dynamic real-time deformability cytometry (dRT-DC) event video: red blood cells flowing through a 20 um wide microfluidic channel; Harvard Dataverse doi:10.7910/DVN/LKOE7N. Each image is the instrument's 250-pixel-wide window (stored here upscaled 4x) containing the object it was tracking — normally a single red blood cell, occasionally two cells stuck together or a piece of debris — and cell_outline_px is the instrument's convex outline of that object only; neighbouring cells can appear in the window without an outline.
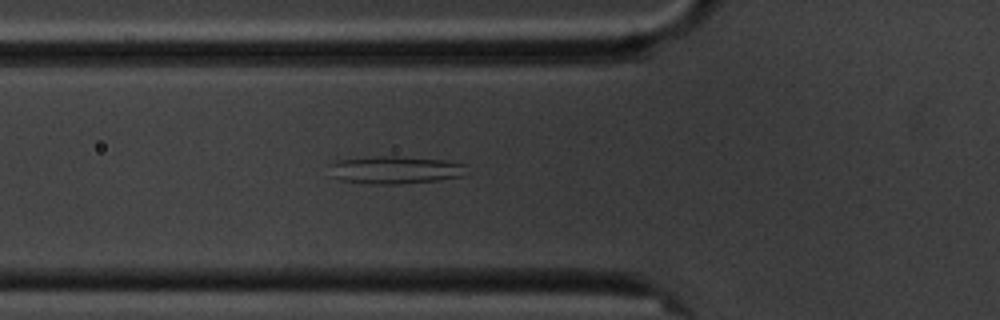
{"species": "common noctule bat (a hibernating species)", "species_latin": "Nyctalus noctula", "temperature_condition": "cold", "stored_images_in_passage": 6, "camera_frame_rate_fps": 3000, "um_per_image_px": 0.085, "animal": {"sex": "male", "body_mass_g": 20.1, "forearm_length_mm": 53.5}, "frame": {"image": 1, "passage_image": 6, "time_ms": 5.667, "image_size_px": [1000, 320], "cell_outline_px": [[464, 176], [440, 180], [400, 184], [368, 184], [340, 180], [332, 176], [328, 164], [336, 160], [376, 156], [396, 156], [444, 160], [464, 164]], "centroid_in_image_um": [33.53, 14.45], "position_along_channel_um": 92.3, "area_um2": 22.25}}